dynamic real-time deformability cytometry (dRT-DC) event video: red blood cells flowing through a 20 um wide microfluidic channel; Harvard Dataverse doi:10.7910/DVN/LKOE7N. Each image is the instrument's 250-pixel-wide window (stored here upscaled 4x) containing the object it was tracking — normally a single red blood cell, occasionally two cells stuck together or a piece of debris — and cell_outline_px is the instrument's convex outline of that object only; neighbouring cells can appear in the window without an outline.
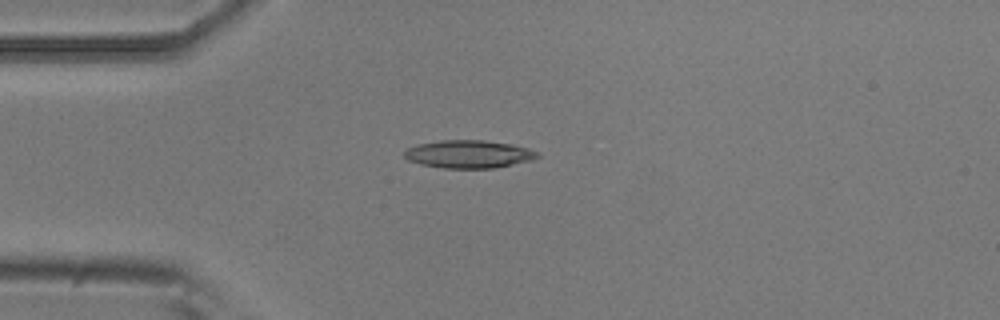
{"species": "common noctule bat (a hibernating species)", "species_latin": "Nyctalus noctula", "temperature_condition": "room temperature", "stored_images_in_passage": 5, "camera_frame_rate_fps": 3000, "um_per_image_px": 0.085, "animal": {"sex": "male", "body_mass_g": 20.5, "forearm_length_mm": 52.5}, "frame": {"image": 1, "passage_image": 4, "time_ms": 3.333, "image_size_px": [1000, 320], "cell_outline_px": [[540, 156], [532, 160], [496, 168], [444, 168], [420, 164], [408, 160], [404, 156], [404, 152], [408, 148], [420, 144], [440, 140], [484, 140], [512, 144], [528, 148], [540, 152]], "centroid_in_image_um": [39.89, 13.1], "position_along_channel_um": 45.1, "area_um2": 21.68}}